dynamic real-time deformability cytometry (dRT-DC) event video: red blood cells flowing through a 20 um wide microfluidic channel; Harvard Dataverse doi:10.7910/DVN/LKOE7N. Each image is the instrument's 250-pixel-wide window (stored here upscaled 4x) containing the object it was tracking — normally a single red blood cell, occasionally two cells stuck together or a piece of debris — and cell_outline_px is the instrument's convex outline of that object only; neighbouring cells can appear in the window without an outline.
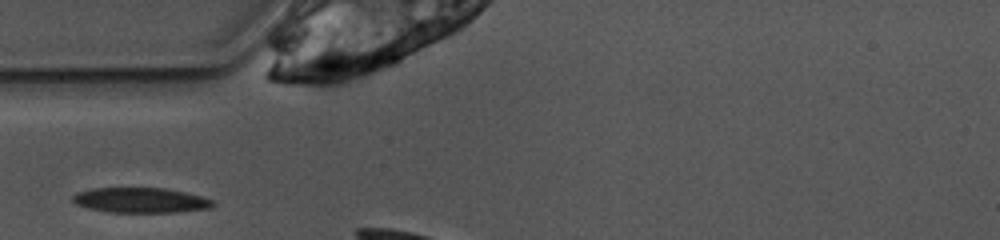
{"species": "common noctule bat (a hibernating species)", "species_latin": "Nyctalus noctula", "temperature_condition": "warm", "stored_images_in_passage": 3, "camera_frame_rate_fps": 3000, "um_per_image_px": 0.085, "animal": {"sex": "female", "body_mass_g": 10.0, "forearm_length_mm": 53.1}, "frame": {"image": 1, "passage_image": 1, "time_ms": 0.0, "image_size_px": [1000, 240], "cell_outline_px": [[216, 204], [212, 208], [176, 212], [108, 212], [88, 208], [72, 204], [72, 196], [76, 192], [92, 188], [164, 188], [184, 192], [200, 196], [212, 200]], "centroid_in_image_um": [11.9, 17.02], "position_along_channel_um": 73.1, "area_um2": 20.63}}